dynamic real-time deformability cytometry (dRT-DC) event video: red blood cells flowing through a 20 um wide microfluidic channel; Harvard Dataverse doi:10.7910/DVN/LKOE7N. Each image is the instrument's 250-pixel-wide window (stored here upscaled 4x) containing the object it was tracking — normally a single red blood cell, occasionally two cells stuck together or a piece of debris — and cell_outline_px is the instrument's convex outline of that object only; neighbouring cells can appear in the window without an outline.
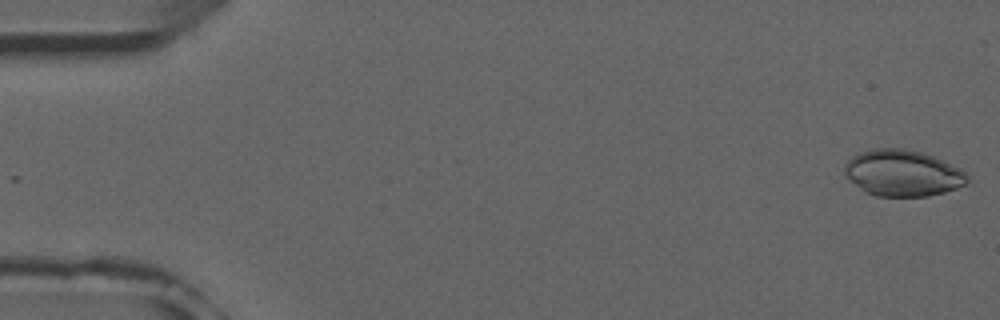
{"species": "common noctule bat (a hibernating species)", "species_latin": "Nyctalus noctula", "temperature_condition": "room temperature", "stored_images_in_passage": 51, "camera_frame_rate_fps": 3000, "um_per_image_px": 0.085, "animal": {"sex": "male", "forearm_length_mm": 52.5}, "frame": {"image": 1, "passage_image": 1, "time_ms": 0.0, "image_size_px": [1000, 320], "cell_outline_px": [[968, 184], [944, 192], [928, 196], [876, 196], [864, 192], [848, 180], [844, 172], [844, 164], [856, 152], [872, 148], [904, 148], [924, 152], [960, 168], [968, 176]], "centroid_in_image_um": [76.69, 14.7], "position_along_channel_um": 8.3, "area_um2": 33.58}}
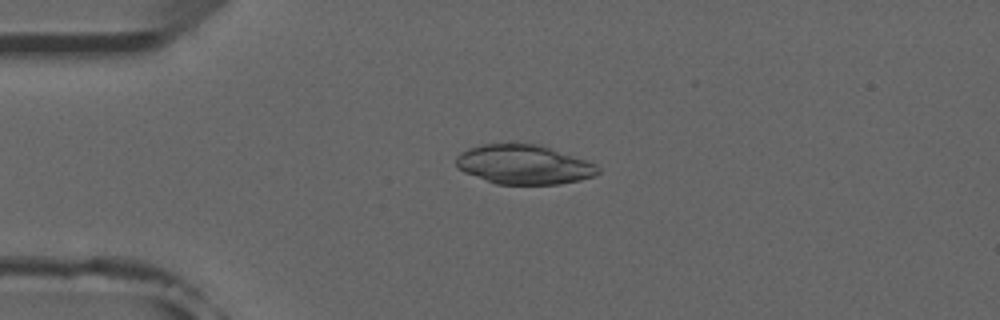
{"frame": {"image": 2, "passage_image": 12, "time_ms": 3.667, "image_size_px": [1000, 320], "cell_outline_px": [[600, 172], [596, 176], [580, 180], [560, 184], [496, 184], [464, 172], [456, 168], [456, 156], [460, 152], [468, 148], [484, 144], [536, 144], [552, 148], [596, 164], [600, 168]], "centroid_in_image_um": [44.53, 13.99], "position_along_channel_um": 40.5, "area_um2": 32.6}}
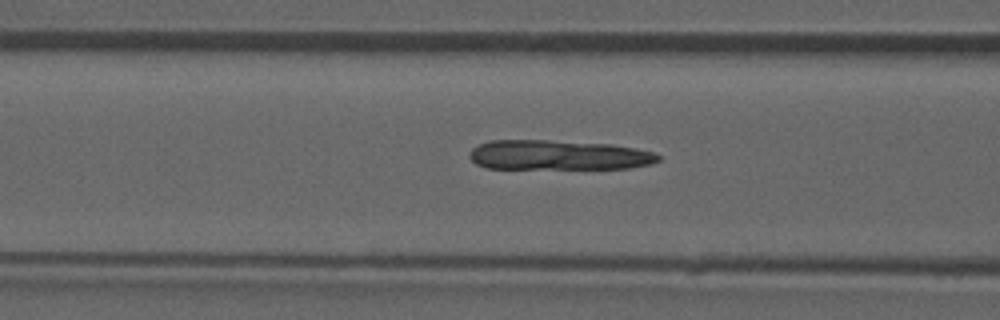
{"frame": {"image": 3, "passage_image": 20, "time_ms": 6.333, "image_size_px": [1000, 320], "cell_outline_px": [[660, 160], [652, 164], [628, 168], [488, 168], [476, 164], [468, 156], [472, 148], [488, 140], [548, 140], [608, 144], [632, 148], [652, 152], [660, 156]], "centroid_in_image_um": [47.42, 13.18], "position_along_channel_um": 119.2, "area_um2": 32.54}}